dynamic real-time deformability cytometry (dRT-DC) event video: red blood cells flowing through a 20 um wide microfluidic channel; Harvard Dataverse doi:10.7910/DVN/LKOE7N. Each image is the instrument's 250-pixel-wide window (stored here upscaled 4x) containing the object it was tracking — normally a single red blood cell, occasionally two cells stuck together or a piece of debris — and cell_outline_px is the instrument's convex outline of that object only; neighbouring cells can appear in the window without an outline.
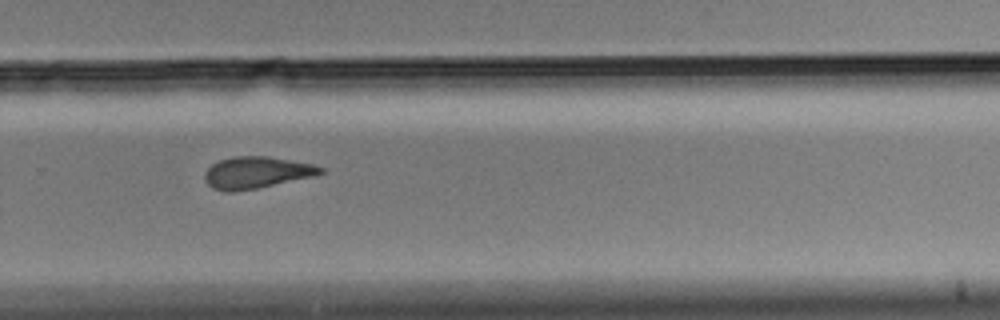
{"species": "Egyptian fruit bat (a non-hibernating species)", "species_latin": "Rousettus aegyptiacus", "temperature_condition": "cold", "stored_images_in_passage": 14, "camera_frame_rate_fps": 3000, "um_per_image_px": 0.085, "animal": {"sex": "male"}, "frame": {"image": 1, "passage_image": 10, "time_ms": 3.0, "image_size_px": [1000, 320], "cell_outline_px": [[324, 172], [316, 176], [256, 188], [232, 192], [224, 192], [212, 188], [204, 180], [204, 172], [212, 164], [220, 160], [232, 156], [268, 156], [312, 164], [324, 168]], "centroid_in_image_um": [21.78, 14.67], "position_along_channel_um": 308.0, "area_um2": 21.5}}